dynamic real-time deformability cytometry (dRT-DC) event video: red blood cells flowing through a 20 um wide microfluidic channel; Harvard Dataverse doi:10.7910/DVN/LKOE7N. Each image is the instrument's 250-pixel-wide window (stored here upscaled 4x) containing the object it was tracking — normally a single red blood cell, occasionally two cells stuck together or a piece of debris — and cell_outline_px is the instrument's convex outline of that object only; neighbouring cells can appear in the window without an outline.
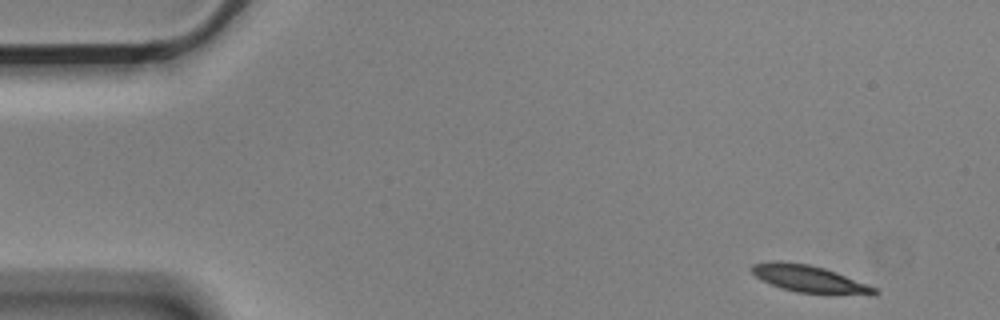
{"species": "Egyptian fruit bat (a non-hibernating species)", "species_latin": "Rousettus aegyptiacus", "temperature_condition": "cold", "stored_images_in_passage": 5, "segment_of_instrument_passage": [2, 2], "camera_frame_rate_fps": 3000, "um_per_image_px": 0.085, "animal": {"sex": "male"}, "frame": {"image": 1, "passage_image": 5, "time_ms": 1.333, "image_size_px": [1000, 320], "cell_outline_px": [[880, 292], [876, 296], [828, 296], [796, 292], [780, 288], [756, 276], [748, 268], [752, 264], [772, 260], [776, 260], [808, 264], [824, 268], [836, 272], [876, 288]], "centroid_in_image_um": [68.88, 23.75], "position_along_channel_um": 16.1, "area_um2": 20.17}}